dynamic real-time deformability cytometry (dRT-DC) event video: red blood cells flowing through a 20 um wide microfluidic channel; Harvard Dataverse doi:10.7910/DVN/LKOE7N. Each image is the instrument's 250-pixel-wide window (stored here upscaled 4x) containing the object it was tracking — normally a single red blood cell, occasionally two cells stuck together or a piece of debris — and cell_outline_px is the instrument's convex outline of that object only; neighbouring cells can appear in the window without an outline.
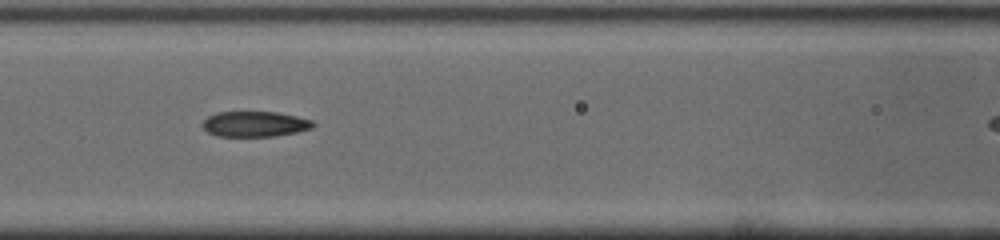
{"species": "common noctule bat (a hibernating species)", "species_latin": "Nyctalus noctula", "temperature_condition": "cold", "stored_images_in_passage": 30, "camera_frame_rate_fps": 3000, "um_per_image_px": 0.085, "animal": {"sex": "male", "body_mass_g": 19.0, "forearm_length_mm": 50.8}, "frame": {"image": 1, "passage_image": 10, "time_ms": 3.0, "image_size_px": [1000, 240], "cell_outline_px": [[316, 124], [312, 128], [296, 132], [276, 136], [216, 136], [208, 132], [204, 128], [204, 120], [208, 116], [216, 112], [276, 112], [296, 116], [312, 120]], "centroid_in_image_um": [21.68, 10.54], "position_along_channel_um": 144.9, "area_um2": 16.3}}
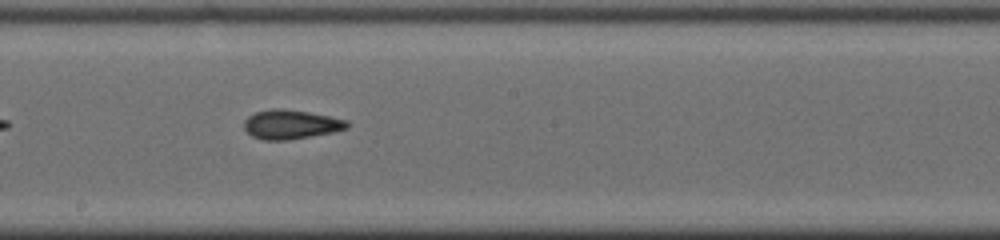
{"frame": {"image": 2, "passage_image": 16, "time_ms": 5.0, "image_size_px": [1000, 240], "cell_outline_px": [[348, 128], [332, 132], [288, 140], [264, 140], [252, 136], [244, 128], [244, 120], [248, 116], [256, 112], [272, 108], [280, 108], [308, 112], [348, 120]], "centroid_in_image_um": [24.7, 10.57], "position_along_channel_um": 223.5, "area_um2": 17.4}}
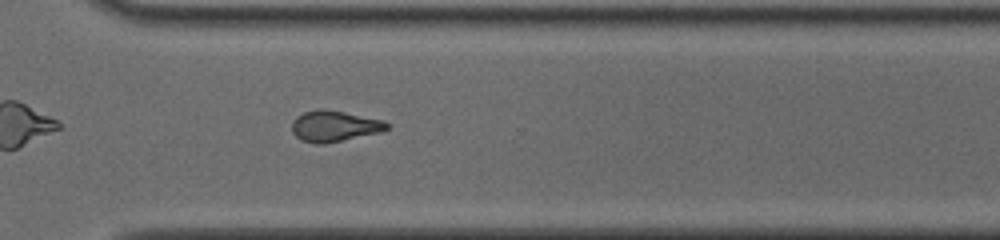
{"frame": {"image": 3, "passage_image": 25, "time_ms": 8.0, "image_size_px": [1000, 240], "cell_outline_px": [[392, 124], [388, 128], [380, 132], [324, 144], [316, 144], [300, 140], [292, 132], [292, 120], [296, 116], [304, 112], [320, 108], [344, 112], [384, 120]], "centroid_in_image_um": [28.41, 10.72], "position_along_channel_um": 342.2, "area_um2": 17.22}}